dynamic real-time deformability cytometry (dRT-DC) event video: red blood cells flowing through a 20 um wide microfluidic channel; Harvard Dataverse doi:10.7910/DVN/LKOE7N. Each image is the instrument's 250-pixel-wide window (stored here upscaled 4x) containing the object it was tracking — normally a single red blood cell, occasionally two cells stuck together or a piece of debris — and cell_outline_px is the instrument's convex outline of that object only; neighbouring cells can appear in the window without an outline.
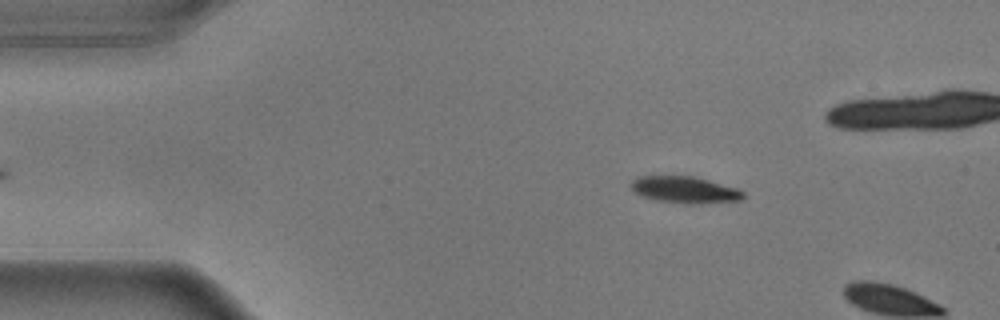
{"species": "common noctule bat (a hibernating species)", "species_latin": "Nyctalus noctula", "temperature_condition": "warm", "stored_images_in_passage": 8, "camera_frame_rate_fps": 3000, "um_per_image_px": 0.085, "animal": {"sex": "male", "body_mass_g": 17.9}, "frame": {"image": 1, "passage_image": 5, "time_ms": 1.333, "image_size_px": [1000, 320], "cell_outline_px": [[744, 196], [740, 200], [656, 200], [644, 196], [636, 192], [628, 184], [632, 180], [640, 176], [692, 176], [708, 180], [736, 188], [744, 192]], "centroid_in_image_um": [58.11, 16.04], "position_along_channel_um": 26.9, "area_um2": 15.9}}